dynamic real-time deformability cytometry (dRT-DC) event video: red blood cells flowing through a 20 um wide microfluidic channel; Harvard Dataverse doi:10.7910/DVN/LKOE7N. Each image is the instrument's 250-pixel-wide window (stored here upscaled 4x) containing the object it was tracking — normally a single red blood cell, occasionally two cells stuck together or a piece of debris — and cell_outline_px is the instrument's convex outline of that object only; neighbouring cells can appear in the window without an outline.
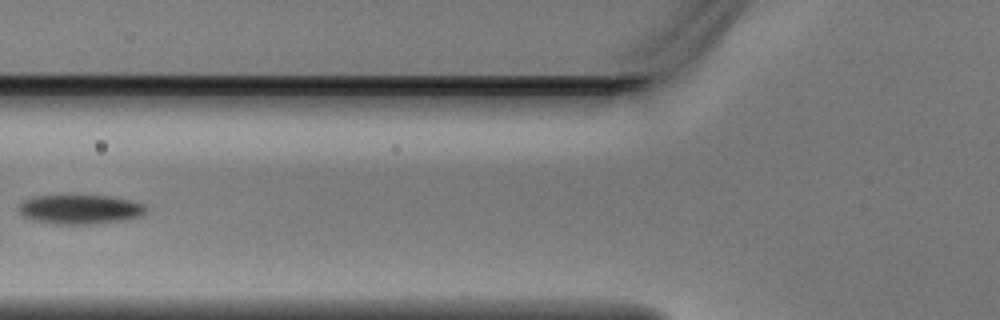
{"species": "Egyptian fruit bat (a non-hibernating species)", "species_latin": "Rousettus aegyptiacus", "temperature_condition": "warm", "stored_images_in_passage": 5, "camera_frame_rate_fps": 3000, "um_per_image_px": 0.085, "animal": {"sex": "male"}, "frame": {"image": 1, "passage_image": 5, "time_ms": 1.333, "image_size_px": [1000, 320], "cell_outline_px": [[148, 208], [144, 216], [128, 220], [92, 224], [56, 224], [32, 220], [24, 216], [16, 208], [24, 200], [32, 196], [108, 196], [132, 200], [144, 204]], "centroid_in_image_um": [6.86, 17.8], "position_along_channel_um": 118.9, "area_um2": 22.02}}